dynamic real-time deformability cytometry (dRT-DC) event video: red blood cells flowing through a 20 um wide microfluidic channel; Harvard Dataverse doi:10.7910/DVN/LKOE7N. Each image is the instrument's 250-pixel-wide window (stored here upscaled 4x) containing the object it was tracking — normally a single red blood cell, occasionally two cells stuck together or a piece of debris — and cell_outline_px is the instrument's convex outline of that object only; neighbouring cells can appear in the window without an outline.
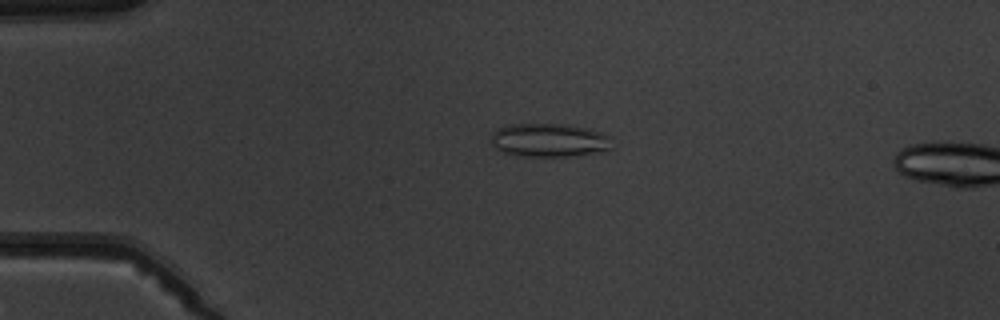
{"species": "common noctule bat (a hibernating species)", "species_latin": "Nyctalus noctula", "temperature_condition": "warm", "stored_images_in_passage": 2, "camera_frame_rate_fps": 3000, "um_per_image_px": 0.085, "animal": {"sex": "male", "body_mass_g": 19.5, "forearm_length_mm": 54.6}, "frame": {"image": 1, "passage_image": 1, "time_ms": 0.0, "image_size_px": [1000, 320], "cell_outline_px": [[612, 136], [608, 152], [568, 156], [524, 156], [504, 152], [496, 148], [492, 144], [492, 132], [508, 124], [568, 124], [588, 128]], "centroid_in_image_um": [46.74, 11.91], "position_along_channel_um": 38.3, "area_um2": 23.76}}